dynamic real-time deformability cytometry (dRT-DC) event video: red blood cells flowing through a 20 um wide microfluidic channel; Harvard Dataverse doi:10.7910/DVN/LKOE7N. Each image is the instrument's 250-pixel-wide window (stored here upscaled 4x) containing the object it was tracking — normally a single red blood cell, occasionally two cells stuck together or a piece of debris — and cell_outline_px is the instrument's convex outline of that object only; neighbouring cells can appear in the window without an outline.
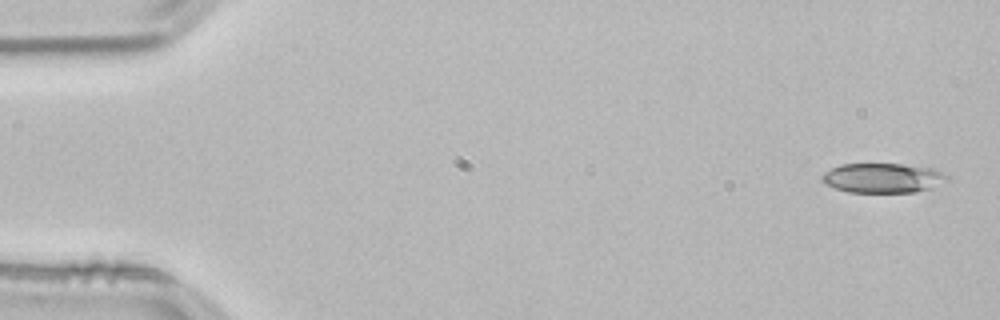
{"species": "common noctule bat (a hibernating species)", "species_latin": "Nyctalus noctula", "temperature_condition": "room temperature", "stored_images_in_passage": 52, "camera_frame_rate_fps": 3000, "um_per_image_px": 0.085, "animal": {"sex": "male", "body_mass_g": 21.5, "forearm_length_mm": 52.0}, "frame": {"image": 1, "passage_image": 1, "time_ms": 0.0, "image_size_px": [1000, 320], "cell_outline_px": [[948, 176], [928, 188], [916, 192], [848, 192], [836, 188], [820, 180], [820, 176], [824, 172], [840, 164], [900, 164], [932, 168], [944, 172]], "centroid_in_image_um": [74.95, 15.12], "position_along_channel_um": 10.1, "area_um2": 21.15}}
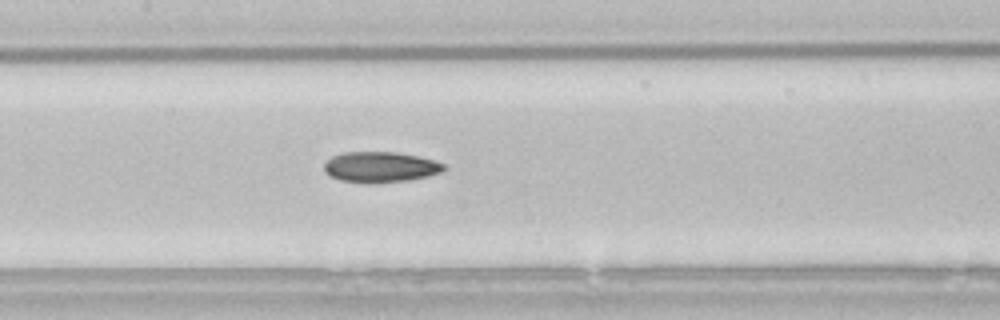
{"frame": {"image": 2, "passage_image": 24, "time_ms": 7.667, "image_size_px": [1000, 320], "cell_outline_px": [[448, 168], [440, 172], [428, 176], [408, 180], [340, 180], [324, 172], [324, 164], [332, 156], [344, 152], [396, 152], [436, 160], [444, 164]], "centroid_in_image_um": [32.37, 14.14], "position_along_channel_um": 175.0, "area_um2": 20.46}}
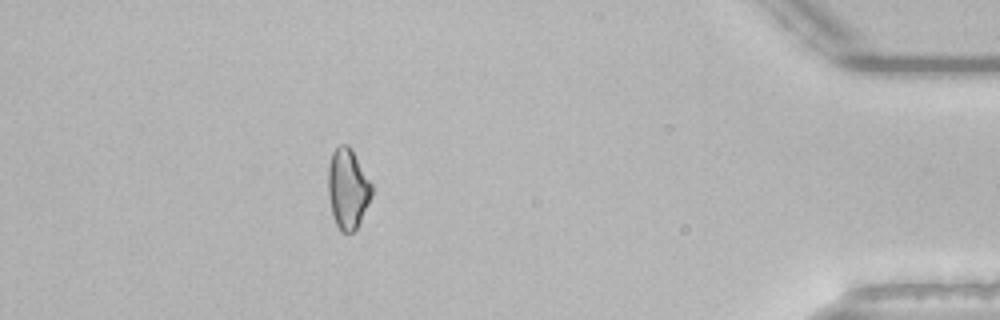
{"frame": {"image": 3, "passage_image": 46, "time_ms": 15.0, "image_size_px": [1000, 320], "cell_outline_px": [[372, 196], [356, 228], [352, 232], [340, 232], [332, 216], [328, 196], [328, 164], [332, 152], [340, 144], [348, 144], [352, 148], [372, 184]], "centroid_in_image_um": [29.54, 16.01], "position_along_channel_um": 405.7, "area_um2": 20.52}}